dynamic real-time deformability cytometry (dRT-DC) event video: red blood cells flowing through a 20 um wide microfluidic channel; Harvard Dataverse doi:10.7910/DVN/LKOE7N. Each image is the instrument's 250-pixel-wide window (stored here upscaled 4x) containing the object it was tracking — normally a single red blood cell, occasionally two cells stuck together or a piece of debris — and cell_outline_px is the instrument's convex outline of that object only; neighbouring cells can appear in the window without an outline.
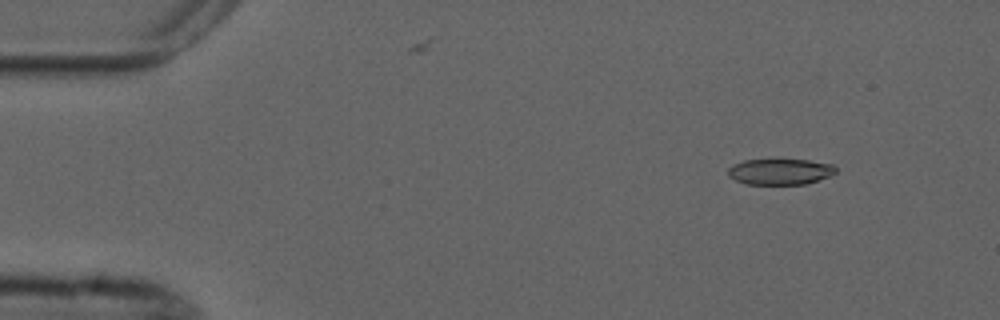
{"species": "common noctule bat (a hibernating species)", "species_latin": "Nyctalus noctula", "temperature_condition": "cold", "stored_images_in_passage": 5, "camera_frame_rate_fps": 3000, "um_per_image_px": 0.085, "animal": {"sex": "male", "forearm_length_mm": 52.5}, "frame": {"image": 1, "passage_image": 2, "time_ms": 1.0, "image_size_px": [1000, 320], "cell_outline_px": [[836, 172], [828, 176], [804, 184], [744, 184], [728, 176], [728, 168], [744, 160], [808, 160], [832, 164], [836, 168]], "centroid_in_image_um": [66.29, 14.59], "position_along_channel_um": 18.7, "area_um2": 16.01}}